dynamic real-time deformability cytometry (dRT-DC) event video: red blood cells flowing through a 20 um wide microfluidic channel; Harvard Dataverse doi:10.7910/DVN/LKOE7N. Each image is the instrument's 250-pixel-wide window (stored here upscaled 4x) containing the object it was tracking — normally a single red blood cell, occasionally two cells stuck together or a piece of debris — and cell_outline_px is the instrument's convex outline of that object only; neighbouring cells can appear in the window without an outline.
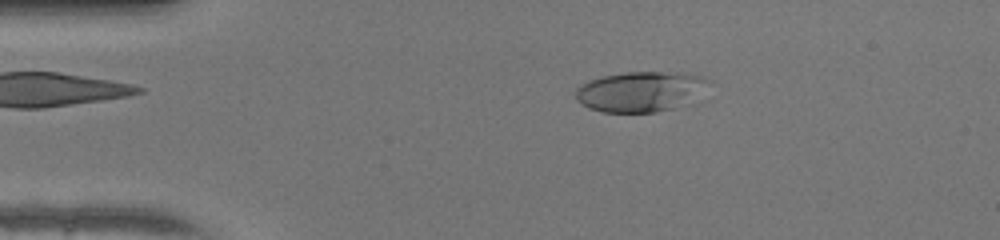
{"species": "human", "species_latin": "Homo sapiens", "temperature_condition": "warm", "stored_images_in_passage": 49, "camera_frame_rate_fps": 3000, "um_per_image_px": 0.085, "donor": {"sex": "female"}, "frame": {"image": 1, "passage_image": 10, "time_ms": 3.0, "image_size_px": [1000, 240], "cell_outline_px": [[712, 80], [692, 104], [656, 112], [604, 112], [588, 108], [576, 100], [576, 88], [588, 80], [604, 76], [624, 72], [680, 72], [704, 76]], "centroid_in_image_um": [54.51, 7.78], "position_along_channel_um": 30.5, "area_um2": 31.73}}
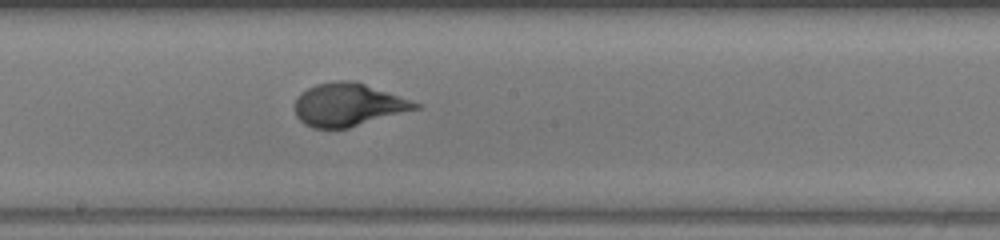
{"frame": {"image": 2, "passage_image": 27, "time_ms": 8.667, "image_size_px": [1000, 240], "cell_outline_px": [[424, 108], [348, 128], [312, 128], [304, 124], [296, 116], [296, 96], [300, 92], [316, 84], [336, 80], [352, 80], [424, 104]], "centroid_in_image_um": [29.64, 8.91], "position_along_channel_um": 218.6, "area_um2": 30.46}}
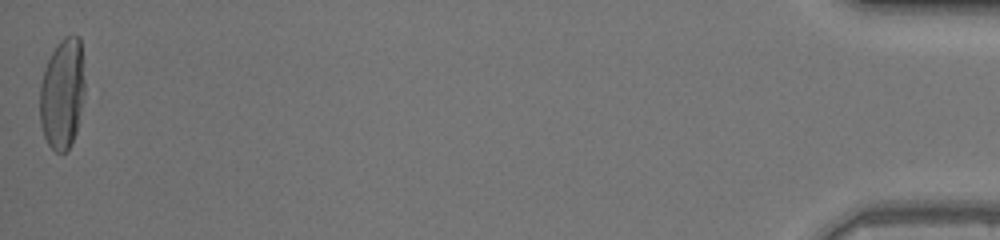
{"frame": {"image": 3, "passage_image": 49, "time_ms": 16.0, "image_size_px": [1000, 240], "cell_outline_px": [[84, 92], [76, 132], [68, 148], [64, 152], [56, 152], [48, 144], [44, 136], [40, 124], [40, 84], [44, 68], [56, 44], [64, 36], [80, 36], [84, 80]], "centroid_in_image_um": [5.28, 7.94], "position_along_channel_um": 429.9, "area_um2": 28.84}, "authors_computed_cell_mechanics": {"area_um2": 30.1716, "velocity_mm_per_s": 4.2888, "shape_relaxation_time_tau1_ms": 6.8255, "shape_relaxation_time_tau2_ms": null, "deformation_change_tau1": 0.3043, "deformation_change_tau2": null}}